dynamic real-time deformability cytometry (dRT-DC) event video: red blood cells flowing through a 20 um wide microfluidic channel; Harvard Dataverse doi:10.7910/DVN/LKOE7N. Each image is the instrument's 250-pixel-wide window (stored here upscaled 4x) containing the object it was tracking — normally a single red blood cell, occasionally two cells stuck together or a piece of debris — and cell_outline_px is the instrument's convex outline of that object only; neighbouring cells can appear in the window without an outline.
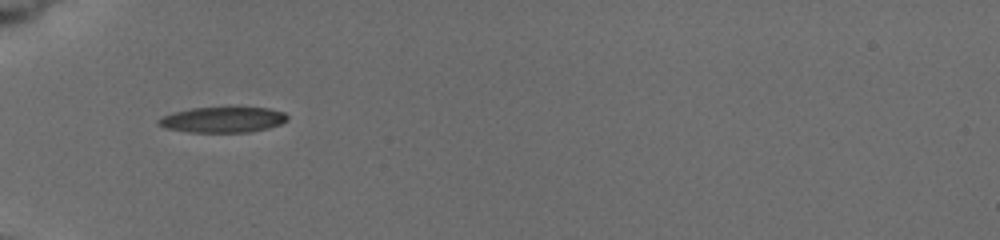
{"species": "common noctule bat (a hibernating species)", "species_latin": "Nyctalus noctula", "temperature_condition": "cold", "stored_images_in_passage": 2, "camera_frame_rate_fps": 3000, "um_per_image_px": 0.085, "animal": {"sex": "female", "body_mass_g": 19.5, "forearm_length_mm": 54.1}, "frame": {"image": 1, "passage_image": 1, "time_ms": 0.0, "image_size_px": [1000, 240], "cell_outline_px": [[288, 120], [280, 124], [268, 128], [248, 132], [188, 132], [164, 128], [156, 124], [156, 120], [172, 112], [192, 108], [228, 104], [236, 104], [268, 108], [284, 112], [288, 116]], "centroid_in_image_um": [18.94, 10.11], "position_along_channel_um": 66.1, "area_um2": 20.4}}
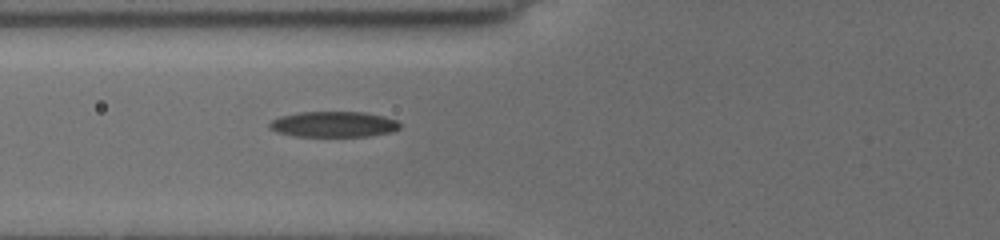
{"frame": {"image": 2, "passage_image": 2, "time_ms": 1.0, "image_size_px": [1000, 240], "cell_outline_px": [[400, 128], [392, 132], [368, 136], [296, 136], [276, 132], [268, 128], [268, 124], [272, 120], [280, 116], [296, 112], [364, 112], [384, 116], [396, 120], [400, 124]], "centroid_in_image_um": [28.33, 10.56], "position_along_channel_um": 97.5, "area_um2": 19.59}}